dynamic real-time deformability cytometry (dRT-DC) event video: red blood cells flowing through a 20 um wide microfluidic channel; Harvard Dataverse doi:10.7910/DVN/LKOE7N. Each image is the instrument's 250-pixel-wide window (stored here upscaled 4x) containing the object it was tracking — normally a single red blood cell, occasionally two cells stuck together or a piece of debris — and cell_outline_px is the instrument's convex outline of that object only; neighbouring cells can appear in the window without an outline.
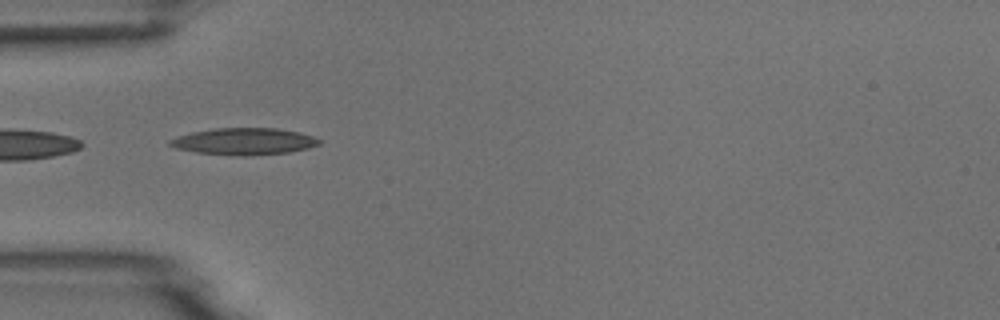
{"species": "common noctule bat (a hibernating species)", "species_latin": "Nyctalus noctula", "temperature_condition": "room temperature", "stored_images_in_passage": 7, "camera_frame_rate_fps": 3000, "um_per_image_px": 0.085, "animal": {"sex": "male", "body_mass_g": 18.8}, "frame": {"image": 1, "passage_image": 4, "time_ms": 4.333, "image_size_px": [1000, 320], "cell_outline_px": [[320, 144], [308, 148], [288, 152], [240, 156], [196, 152], [176, 148], [168, 144], [168, 140], [176, 136], [192, 132], [216, 128], [276, 128], [300, 132], [312, 136], [320, 140]], "centroid_in_image_um": [20.72, 12.01], "position_along_channel_um": 64.3, "area_um2": 23.18}}